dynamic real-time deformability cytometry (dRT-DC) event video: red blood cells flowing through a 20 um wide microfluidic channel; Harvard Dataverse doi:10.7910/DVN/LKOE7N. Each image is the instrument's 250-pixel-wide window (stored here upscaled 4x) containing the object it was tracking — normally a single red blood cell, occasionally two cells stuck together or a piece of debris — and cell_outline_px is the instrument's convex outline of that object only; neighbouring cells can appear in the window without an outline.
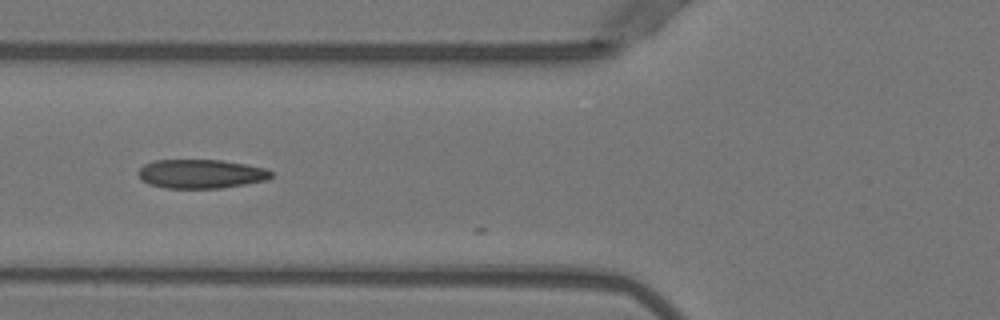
{"species": "Egyptian fruit bat (a non-hibernating species)", "species_latin": "Rousettus aegyptiacus", "temperature_condition": "warm", "stored_images_in_passage": 3, "camera_frame_rate_fps": 3000, "um_per_image_px": 0.085, "animal": {"sex": "female"}, "frame": {"image": 1, "passage_image": 2, "time_ms": 0.333, "image_size_px": [1000, 320], "cell_outline_px": [[272, 176], [268, 180], [220, 188], [164, 188], [148, 184], [140, 180], [136, 172], [144, 164], [152, 160], [220, 160], [248, 164], [264, 168], [272, 172]], "centroid_in_image_um": [17.03, 14.78], "position_along_channel_um": 108.8, "area_um2": 22.66}}